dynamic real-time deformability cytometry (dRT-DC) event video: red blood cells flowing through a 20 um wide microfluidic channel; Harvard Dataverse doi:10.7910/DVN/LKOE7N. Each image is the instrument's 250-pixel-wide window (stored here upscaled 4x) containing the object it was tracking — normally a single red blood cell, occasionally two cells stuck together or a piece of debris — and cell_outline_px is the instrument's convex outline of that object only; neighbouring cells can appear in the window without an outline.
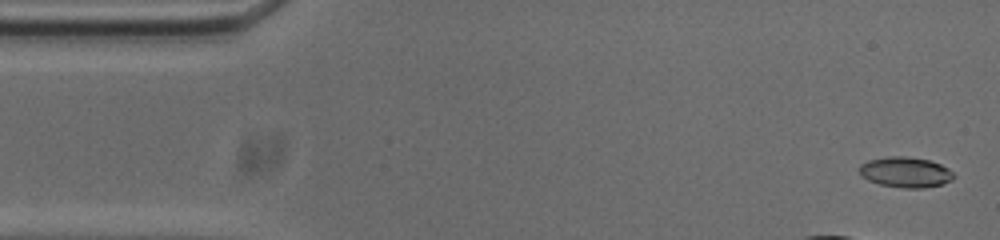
{"species": "common noctule bat (a hibernating species)", "species_latin": "Nyctalus noctula", "temperature_condition": "cold", "stored_images_in_passage": 11, "camera_frame_rate_fps": 3000, "um_per_image_px": 0.085, "animal": {"sex": "male", "body_mass_g": 20.0, "forearm_length_mm": 53.3}, "frame": {"image": 1, "passage_image": 2, "time_ms": 0.333, "image_size_px": [1000, 240], "cell_outline_px": [[956, 176], [952, 180], [940, 184], [924, 188], [904, 188], [880, 184], [868, 180], [860, 176], [860, 164], [868, 160], [888, 156], [904, 156], [928, 160], [940, 164], [948, 168]], "centroid_in_image_um": [76.96, 14.63], "position_along_channel_um": 8.0, "area_um2": 16.7}}